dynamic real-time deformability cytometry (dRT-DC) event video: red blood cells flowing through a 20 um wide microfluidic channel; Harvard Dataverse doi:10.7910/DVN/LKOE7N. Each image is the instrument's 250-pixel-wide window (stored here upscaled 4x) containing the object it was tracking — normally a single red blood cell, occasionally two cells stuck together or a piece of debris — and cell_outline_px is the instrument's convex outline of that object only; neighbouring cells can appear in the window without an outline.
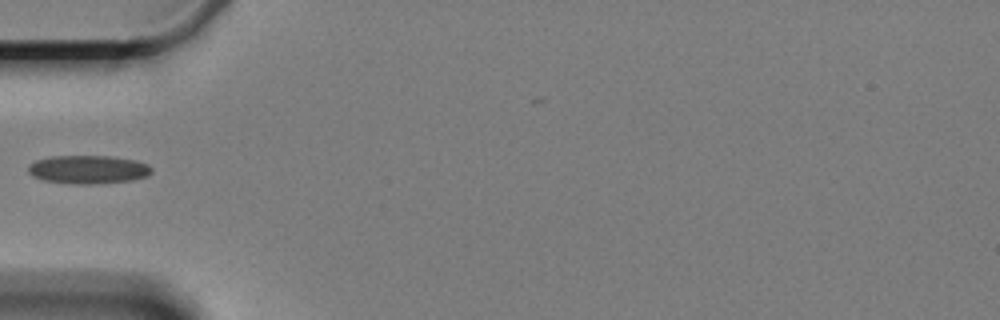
{"species": "Egyptian fruit bat (a non-hibernating species)", "species_latin": "Rousettus aegyptiacus", "temperature_condition": "cold", "stored_images_in_passage": 14, "camera_frame_rate_fps": 3000, "um_per_image_px": 0.085, "animal": {"sex": "female"}, "frame": {"image": 1, "passage_image": 4, "time_ms": 4.333, "image_size_px": [1000, 320], "cell_outline_px": [[152, 172], [148, 176], [132, 180], [96, 184], [76, 184], [44, 180], [32, 176], [28, 172], [28, 168], [36, 160], [52, 156], [112, 156], [136, 160], [148, 164], [152, 168]], "centroid_in_image_um": [7.54, 14.41], "position_along_channel_um": 77.5, "area_um2": 20.46}}
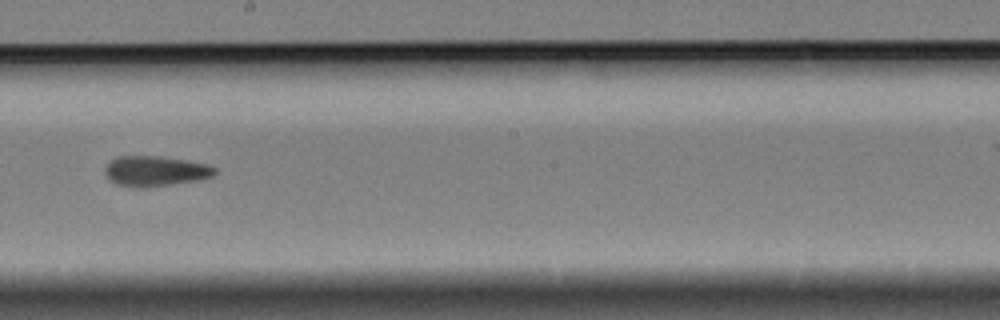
{"frame": {"image": 2, "passage_image": 8, "time_ms": 9.0, "image_size_px": [1000, 320], "cell_outline_px": [[216, 172], [212, 176], [200, 180], [172, 184], [140, 188], [116, 184], [108, 180], [104, 172], [104, 168], [116, 156], [160, 156], [208, 164], [216, 168]], "centroid_in_image_um": [13.18, 14.54], "position_along_channel_um": 235.0, "area_um2": 19.42}}
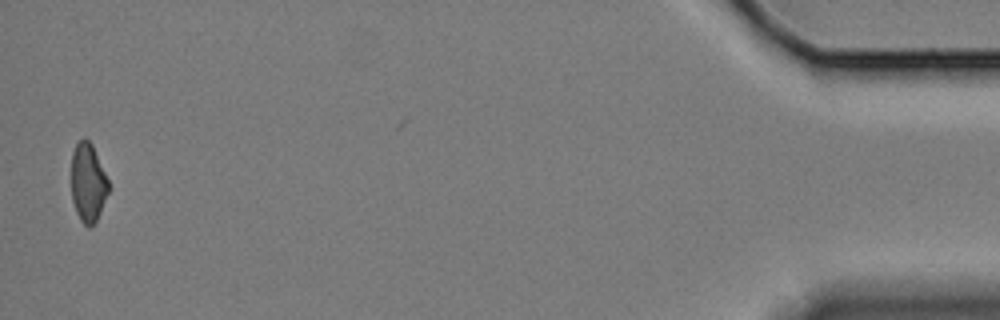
{"frame": {"image": 3, "passage_image": 14, "time_ms": 17.333, "image_size_px": [1000, 320], "cell_outline_px": [[112, 188], [92, 228], [88, 228], [80, 220], [76, 212], [72, 200], [72, 152], [76, 144], [84, 136], [92, 144]], "centroid_in_image_um": [7.51, 15.55], "position_along_channel_um": 427.7, "area_um2": 17.34}, "authors_computed_cell_mechanics": {"area_um2": 18.8717, "velocity_mm_per_s": 3.3659, "shape_relaxation_time_tau1_ms": null, "shape_relaxation_time_tau2_ms": 9.3737, "deformation_change_tau1": null, "deformation_change_tau2": 0.1878}}